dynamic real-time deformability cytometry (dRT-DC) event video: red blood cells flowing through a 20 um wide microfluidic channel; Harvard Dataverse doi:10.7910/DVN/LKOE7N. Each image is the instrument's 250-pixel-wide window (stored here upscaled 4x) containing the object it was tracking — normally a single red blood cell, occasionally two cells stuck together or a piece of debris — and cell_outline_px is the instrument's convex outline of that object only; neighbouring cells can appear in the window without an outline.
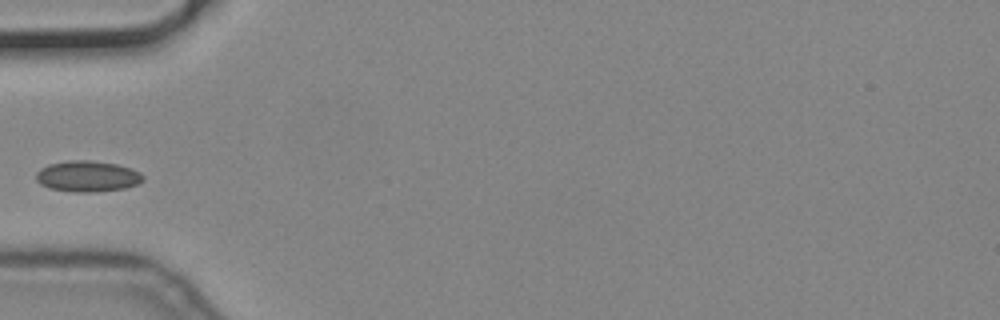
{"species": "common noctule bat (a hibernating species)", "species_latin": "Nyctalus noctula", "temperature_condition": "cold", "stored_images_in_passage": 39, "camera_frame_rate_fps": 3000, "um_per_image_px": 0.085, "animal": {"sex": "male", "body_mass_g": 19.2, "forearm_length_mm": 51.8}, "frame": {"image": 1, "passage_image": 1, "time_ms": 0.0, "image_size_px": [1000, 320], "cell_outline_px": [[144, 180], [136, 184], [124, 188], [92, 192], [72, 192], [48, 188], [40, 184], [36, 180], [36, 172], [40, 168], [48, 164], [68, 160], [88, 160], [116, 164], [132, 168], [140, 172], [144, 176]], "centroid_in_image_um": [7.41, 14.98], "position_along_channel_um": 77.6, "area_um2": 19.42}}
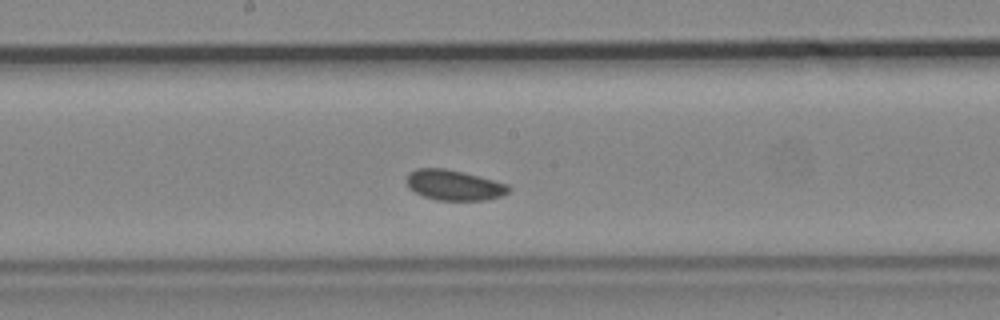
{"frame": {"image": 2, "passage_image": 12, "time_ms": 3.667, "image_size_px": [1000, 320], "cell_outline_px": [[512, 188], [508, 192], [500, 196], [484, 200], [436, 200], [424, 196], [408, 188], [408, 172], [416, 168], [444, 168], [480, 176], [508, 184]], "centroid_in_image_um": [38.6, 15.73], "position_along_channel_um": 209.6, "area_um2": 17.98}}
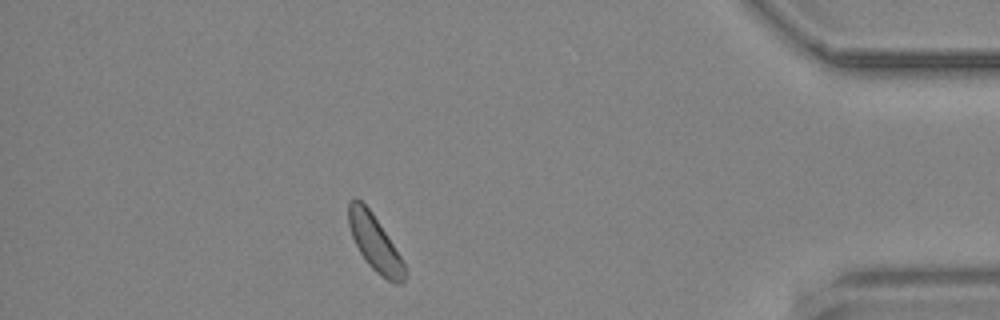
{"frame": {"image": 3, "passage_image": 32, "time_ms": 10.333, "image_size_px": [1000, 320], "cell_outline_px": [[404, 284], [396, 284], [380, 276], [368, 264], [360, 252], [352, 236], [348, 224], [348, 204], [356, 196], [372, 212], [400, 256], [404, 264]], "centroid_in_image_um": [31.84, 20.65], "position_along_channel_um": 403.4, "area_um2": 17.86}}